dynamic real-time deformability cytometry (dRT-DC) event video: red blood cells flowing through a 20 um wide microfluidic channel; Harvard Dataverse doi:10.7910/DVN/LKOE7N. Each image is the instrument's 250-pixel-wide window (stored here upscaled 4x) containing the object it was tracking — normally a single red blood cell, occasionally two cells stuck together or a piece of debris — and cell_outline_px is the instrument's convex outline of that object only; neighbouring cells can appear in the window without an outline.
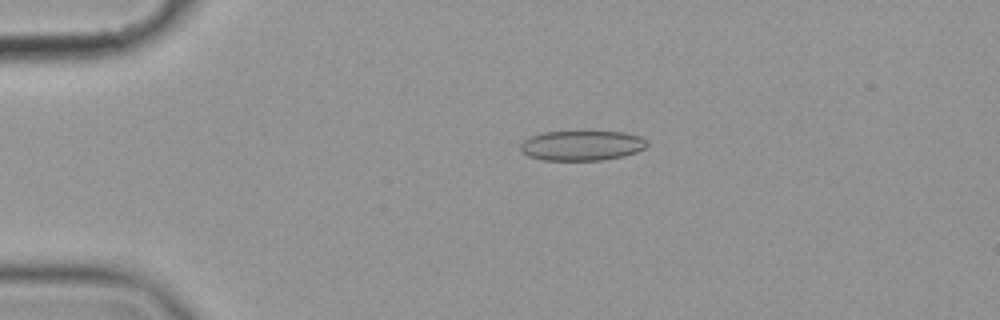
{"species": "common noctule bat (a hibernating species)", "species_latin": "Nyctalus noctula", "temperature_condition": "cold", "stored_images_in_passage": 50, "camera_frame_rate_fps": 3000, "um_per_image_px": 0.085, "animal": {"sex": "female", "body_mass_g": 19.9}, "frame": {"image": 1, "passage_image": 6, "time_ms": 1.667, "image_size_px": [1000, 320], "cell_outline_px": [[648, 144], [644, 148], [636, 152], [624, 156], [600, 160], [540, 160], [528, 156], [520, 148], [520, 144], [524, 140], [532, 136], [544, 132], [624, 132], [640, 136], [648, 140]], "centroid_in_image_um": [49.47, 12.37], "position_along_channel_um": 35.5, "area_um2": 22.02}}
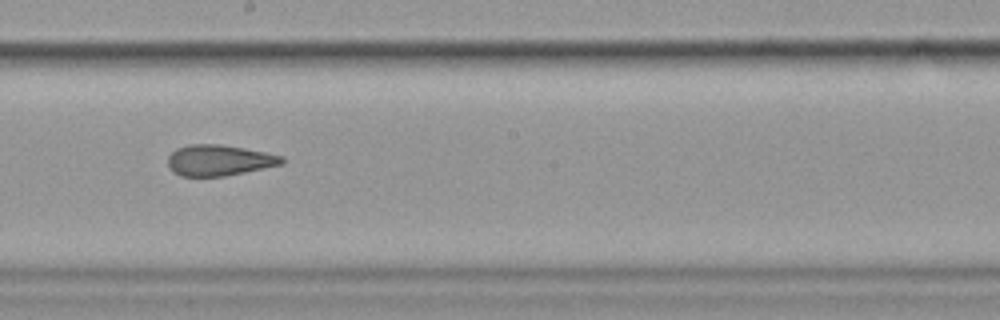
{"frame": {"image": 2, "passage_image": 26, "time_ms": 8.333, "image_size_px": [1000, 320], "cell_outline_px": [[284, 164], [224, 176], [180, 176], [172, 172], [168, 168], [168, 156], [176, 148], [188, 144], [220, 144], [244, 148], [284, 156]], "centroid_in_image_um": [18.6, 13.62], "position_along_channel_um": 229.6, "area_um2": 20.63}}
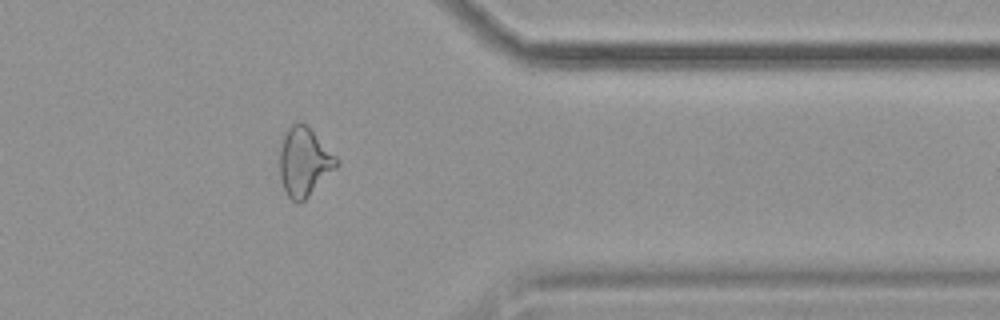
{"frame": {"image": 3, "passage_image": 40, "time_ms": 13.0, "image_size_px": [1000, 320], "cell_outline_px": [[340, 164], [300, 204], [296, 204], [288, 196], [284, 188], [280, 176], [280, 140], [284, 132], [292, 124], [300, 120], [308, 124], [340, 160]], "centroid_in_image_um": [25.86, 13.7], "position_along_channel_um": 385.5, "area_um2": 23.18}, "authors_computed_cell_mechanics": {"area_um2": 22.1952, "velocity_mm_per_s": 3.5656, "shape_relaxation_time_tau1_ms": null, "shape_relaxation_time_tau2_ms": 2.5453, "deformation_change_tau1": null, "deformation_change_tau2": 0.1092}}